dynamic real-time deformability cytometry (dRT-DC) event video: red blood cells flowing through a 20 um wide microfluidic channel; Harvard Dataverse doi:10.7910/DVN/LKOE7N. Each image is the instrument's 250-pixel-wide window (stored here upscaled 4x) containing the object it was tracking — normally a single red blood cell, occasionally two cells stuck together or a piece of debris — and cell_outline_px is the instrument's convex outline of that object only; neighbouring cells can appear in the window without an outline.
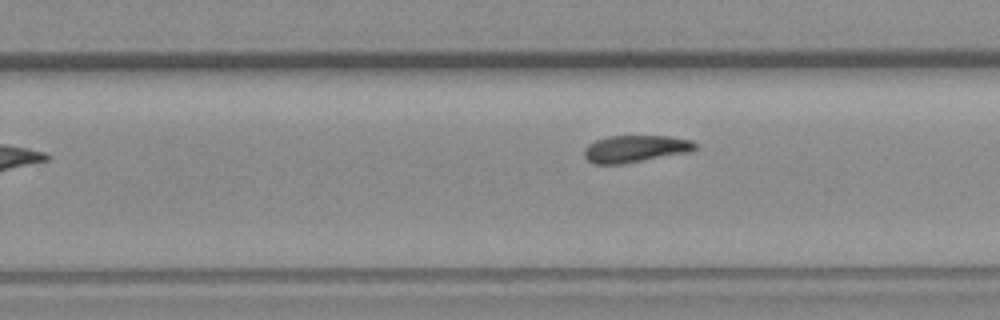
{"species": "common noctule bat (a hibernating species)", "species_latin": "Nyctalus noctula", "temperature_condition": "room temperature", "stored_images_in_passage": 7, "camera_frame_rate_fps": 3000, "um_per_image_px": 0.085, "animal": {"sex": "female", "body_mass_g": 19.3, "forearm_length_mm": 54.1}, "frame": {"image": 1, "passage_image": 7, "time_ms": 2.0, "image_size_px": [1000, 320], "cell_outline_px": [[696, 148], [692, 152], [624, 164], [592, 164], [584, 156], [584, 148], [588, 144], [596, 140], [608, 136], [668, 136], [692, 140], [696, 144]], "centroid_in_image_um": [54.01, 12.65], "position_along_channel_um": 275.8, "area_um2": 17.74}}